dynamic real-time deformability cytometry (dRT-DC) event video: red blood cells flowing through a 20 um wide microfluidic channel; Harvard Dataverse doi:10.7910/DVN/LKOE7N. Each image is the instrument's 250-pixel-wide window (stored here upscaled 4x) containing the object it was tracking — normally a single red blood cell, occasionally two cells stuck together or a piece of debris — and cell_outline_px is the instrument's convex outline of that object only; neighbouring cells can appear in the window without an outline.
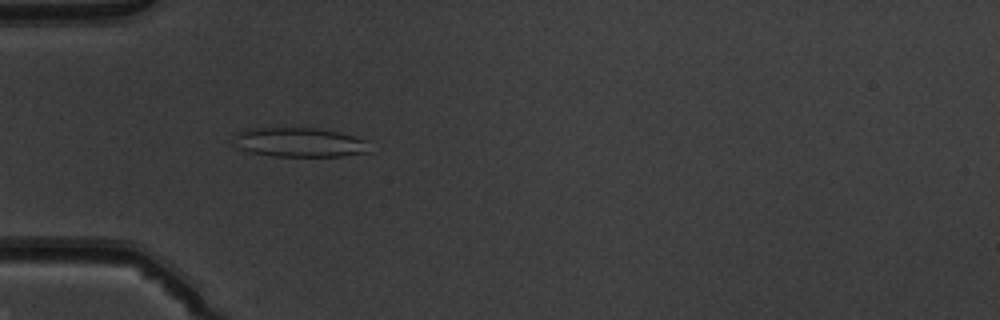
{"species": "common noctule bat (a hibernating species)", "species_latin": "Nyctalus noctula", "temperature_condition": "warm", "stored_images_in_passage": 42, "camera_frame_rate_fps": 3000, "um_per_image_px": 0.085, "animal": {"sex": "male", "body_mass_g": 19.5, "forearm_length_mm": 54.6}, "frame": {"image": 1, "passage_image": 7, "time_ms": 2.0, "image_size_px": [1000, 320], "cell_outline_px": [[368, 152], [344, 156], [276, 156], [252, 152], [240, 148], [232, 144], [232, 136], [248, 128], [316, 128], [340, 132], [364, 140]], "centroid_in_image_um": [25.38, 12.09], "position_along_channel_um": 59.6, "area_um2": 23.0}}
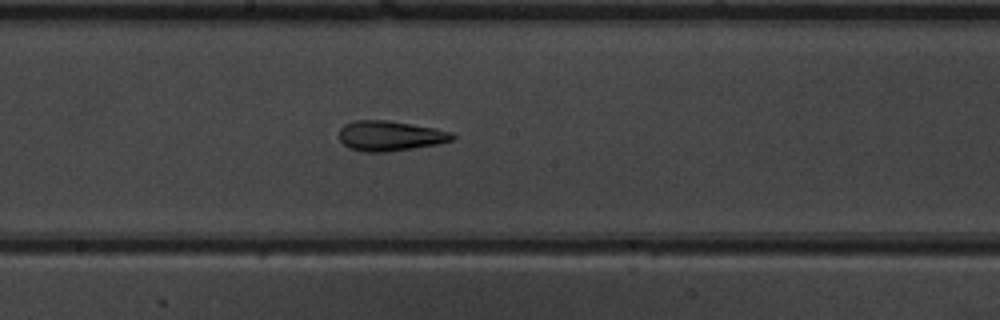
{"frame": {"image": 2, "passage_image": 19, "time_ms": 6.0, "image_size_px": [1000, 320], "cell_outline_px": [[456, 136], [452, 140], [440, 144], [388, 152], [364, 152], [348, 148], [340, 140], [340, 128], [344, 124], [356, 120], [388, 120], [436, 128], [452, 132]], "centroid_in_image_um": [33.17, 11.55], "position_along_channel_um": 215.0, "area_um2": 20.06}}
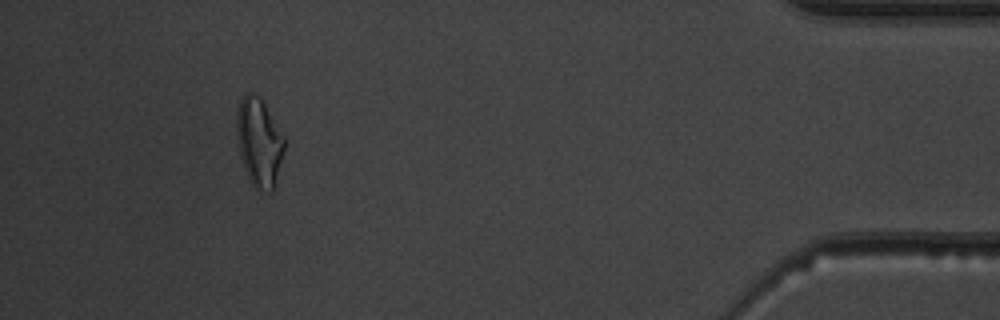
{"frame": {"image": 3, "passage_image": 38, "time_ms": 12.333, "image_size_px": [1000, 320], "cell_outline_px": [[284, 148], [276, 184], [272, 192], [268, 192], [256, 188], [252, 184], [244, 168], [236, 136], [236, 112], [240, 100], [244, 92], [252, 92], [260, 96], [284, 136]], "centroid_in_image_um": [22.01, 12.05], "position_along_channel_um": 413.2, "area_um2": 24.68}, "authors_computed_cell_mechanics": {"area_um2": 20.1433, "velocity_mm_per_s": 4.0191, "shape_relaxation_time_tau1_ms": null, "shape_relaxation_time_tau2_ms": 4.064, "deformation_change_tau1": null, "deformation_change_tau2": 0.1447}}